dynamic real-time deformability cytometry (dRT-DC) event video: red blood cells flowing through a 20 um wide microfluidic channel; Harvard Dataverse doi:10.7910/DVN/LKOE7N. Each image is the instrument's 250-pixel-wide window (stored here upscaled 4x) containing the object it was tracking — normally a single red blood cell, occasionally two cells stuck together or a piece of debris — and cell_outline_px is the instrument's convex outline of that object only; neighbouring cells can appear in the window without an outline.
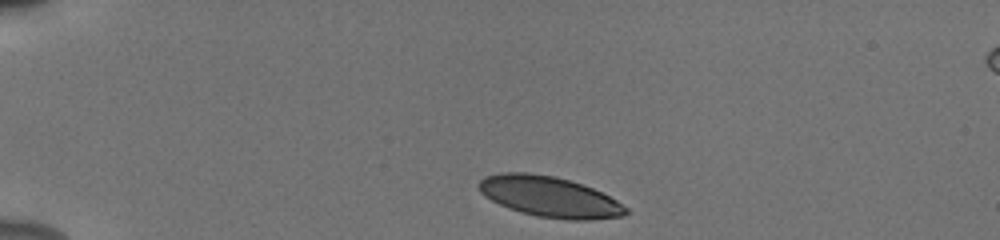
{"species": "human", "species_latin": "Homo sapiens", "temperature_condition": "cold", "stored_images_in_passage": 42, "camera_frame_rate_fps": 3000, "um_per_image_px": 0.085, "donor": {"sex": "male"}, "frame": {"image": 1, "passage_image": 1, "time_ms": 0.0, "image_size_px": [1000, 240], "cell_outline_px": [[628, 212], [624, 216], [588, 220], [568, 220], [536, 216], [520, 212], [508, 208], [484, 196], [480, 192], [476, 184], [484, 176], [500, 172], [528, 172], [556, 176], [592, 188], [616, 200], [628, 208]], "centroid_in_image_um": [46.67, 16.72], "position_along_channel_um": 38.3, "area_um2": 34.91}}
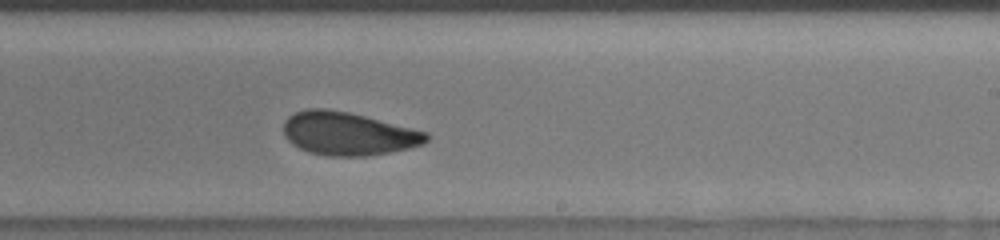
{"frame": {"image": 2, "passage_image": 23, "time_ms": 7.333, "image_size_px": [1000, 240], "cell_outline_px": [[432, 136], [424, 144], [408, 148], [368, 156], [328, 156], [308, 152], [292, 144], [284, 136], [284, 120], [288, 116], [296, 112], [308, 108], [328, 108], [348, 112], [428, 132]], "centroid_in_image_um": [29.59, 11.36], "position_along_channel_um": 259.4, "area_um2": 36.01}}
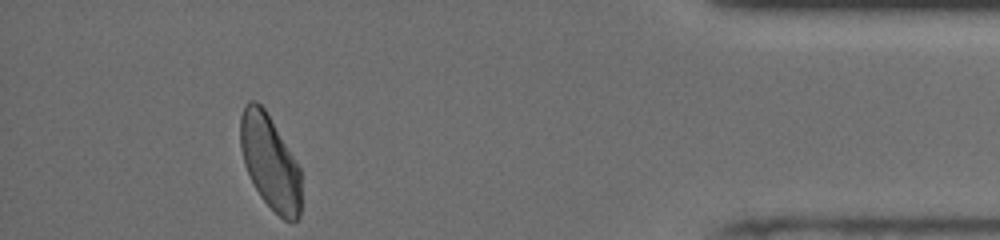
{"frame": {"image": 3, "passage_image": 38, "time_ms": 12.333, "image_size_px": [1000, 240], "cell_outline_px": [[300, 216], [292, 224], [284, 220], [260, 196], [244, 164], [240, 148], [240, 116], [244, 104], [248, 100], [256, 100], [264, 108], [300, 168]], "centroid_in_image_um": [22.93, 13.77], "position_along_channel_um": 412.3, "area_um2": 33.12}, "authors_computed_cell_mechanics": {"area_um2": 35.8938, "velocity_mm_per_s": 3.8842, "shape_relaxation_time_tau1_ms": 3.379, "shape_relaxation_time_tau2_ms": 1.8128, "deformation_change_tau1": 0.1193, "deformation_change_tau2": 0.068}}